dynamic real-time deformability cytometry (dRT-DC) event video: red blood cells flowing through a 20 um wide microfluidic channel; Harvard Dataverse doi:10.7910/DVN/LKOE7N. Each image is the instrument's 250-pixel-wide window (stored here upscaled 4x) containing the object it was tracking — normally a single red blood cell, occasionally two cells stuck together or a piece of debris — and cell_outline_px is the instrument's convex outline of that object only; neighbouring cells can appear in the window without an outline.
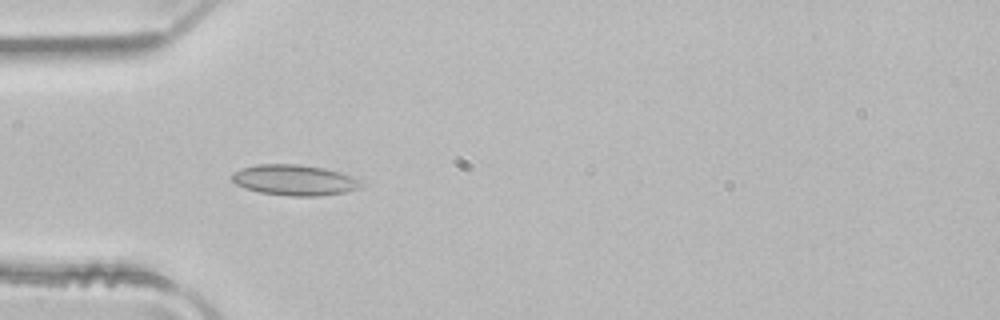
{"species": "common noctule bat (a hibernating species)", "species_latin": "Nyctalus noctula", "temperature_condition": "room temperature", "stored_images_in_passage": 2, "camera_frame_rate_fps": 3000, "um_per_image_px": 0.085, "animal": {"sex": "male", "body_mass_g": 21.5, "forearm_length_mm": 52.0}, "frame": {"image": 1, "passage_image": 1, "time_ms": 0.0, "image_size_px": [1000, 320], "cell_outline_px": [[364, 184], [360, 188], [344, 192], [320, 196], [288, 196], [260, 192], [244, 188], [236, 184], [232, 180], [232, 172], [240, 168], [256, 164], [296, 164], [324, 168], [340, 172], [352, 176], [360, 180]], "centroid_in_image_um": [25.02, 15.3], "position_along_channel_um": 60.0, "area_um2": 23.24}}
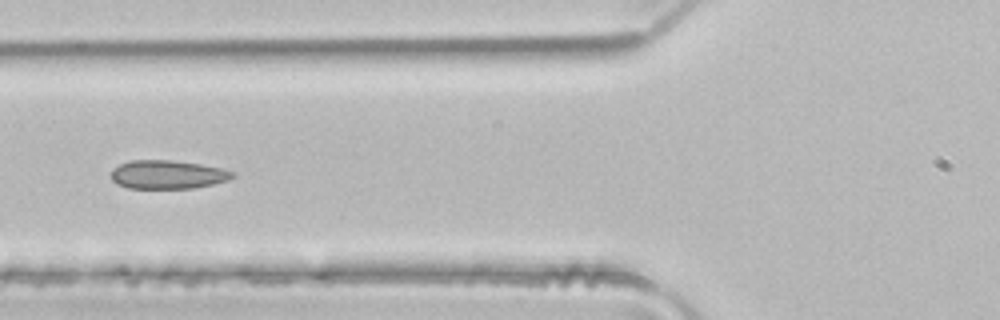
{"frame": {"image": 2, "passage_image": 2, "time_ms": 0.333, "image_size_px": [1000, 320], "cell_outline_px": [[236, 176], [228, 180], [212, 184], [192, 188], [128, 188], [116, 184], [112, 180], [112, 168], [120, 164], [132, 160], [172, 160], [200, 164], [220, 168], [236, 172]], "centroid_in_image_um": [14.25, 14.83], "position_along_channel_um": 111.5, "area_um2": 20.23}}